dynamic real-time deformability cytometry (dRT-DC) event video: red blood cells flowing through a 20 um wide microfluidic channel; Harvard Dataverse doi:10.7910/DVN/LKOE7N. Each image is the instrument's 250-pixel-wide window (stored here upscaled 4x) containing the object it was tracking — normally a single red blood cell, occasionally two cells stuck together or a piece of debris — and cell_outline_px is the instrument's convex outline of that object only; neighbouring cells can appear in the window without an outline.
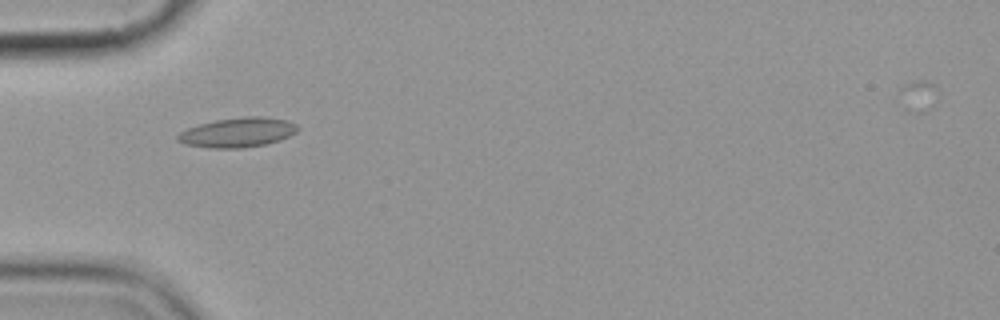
{"species": "common noctule bat (a hibernating species)", "species_latin": "Nyctalus noctula", "temperature_condition": "cold", "stored_images_in_passage": 6, "camera_frame_rate_fps": 3000, "um_per_image_px": 0.085, "animal": {"sex": "female", "body_mass_g": 19.9}, "frame": {"image": 1, "passage_image": 5, "time_ms": 5.667, "image_size_px": [1000, 320], "cell_outline_px": [[300, 128], [296, 132], [280, 140], [264, 144], [244, 148], [208, 148], [184, 144], [176, 140], [176, 136], [180, 132], [188, 128], [200, 124], [216, 120], [244, 116], [264, 116], [288, 120], [296, 124]], "centroid_in_image_um": [20.21, 11.25], "position_along_channel_um": 64.8, "area_um2": 20.81}}
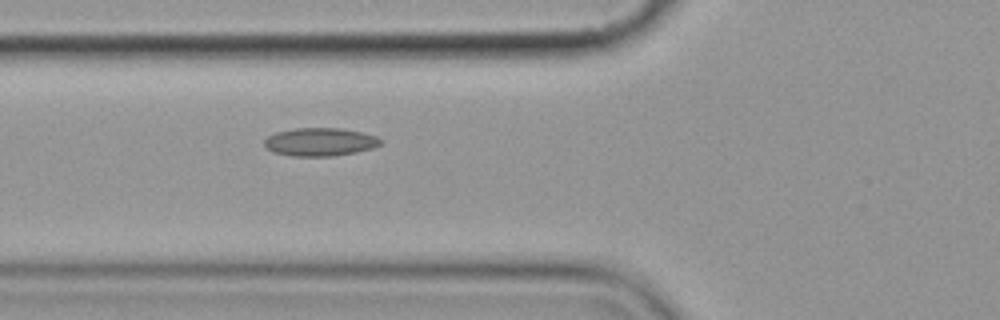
{"frame": {"image": 2, "passage_image": 6, "time_ms": 6.667, "image_size_px": [1000, 320], "cell_outline_px": [[384, 144], [372, 148], [356, 152], [332, 156], [292, 156], [272, 152], [264, 144], [264, 140], [268, 136], [276, 132], [292, 128], [340, 128], [364, 132], [376, 136], [384, 140]], "centroid_in_image_um": [27.24, 12.06], "position_along_channel_um": 98.6, "area_um2": 19.31}}